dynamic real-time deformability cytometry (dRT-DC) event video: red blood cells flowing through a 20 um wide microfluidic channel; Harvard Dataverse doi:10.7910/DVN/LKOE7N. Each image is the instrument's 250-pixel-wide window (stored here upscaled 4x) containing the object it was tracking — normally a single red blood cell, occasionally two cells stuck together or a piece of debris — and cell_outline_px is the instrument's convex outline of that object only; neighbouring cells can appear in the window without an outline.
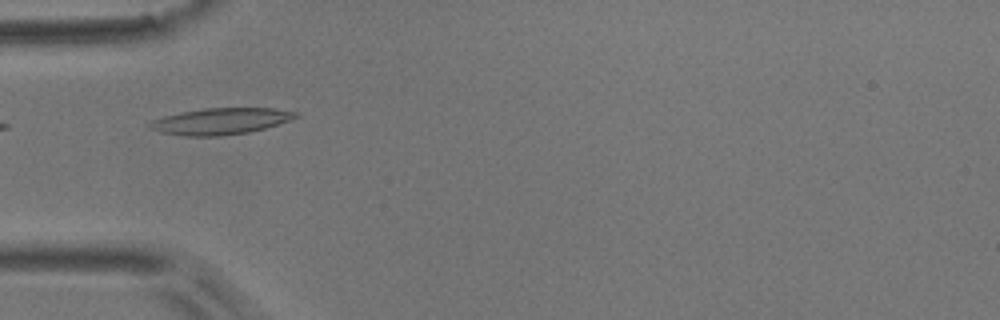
{"species": "common noctule bat (a hibernating species)", "species_latin": "Nyctalus noctula", "temperature_condition": "room temperature", "stored_images_in_passage": 11, "camera_frame_rate_fps": 3000, "um_per_image_px": 0.085, "animal": {"sex": "male", "body_mass_g": 17.9}, "frame": {"image": 1, "passage_image": 2, "time_ms": 1.333, "image_size_px": [1000, 320], "cell_outline_px": [[300, 116], [264, 128], [248, 132], [220, 136], [184, 136], [160, 132], [148, 128], [148, 124], [152, 120], [164, 116], [180, 112], [204, 108], [272, 108], [300, 112]], "centroid_in_image_um": [18.72, 10.3], "position_along_channel_um": 66.3, "area_um2": 22.43}}
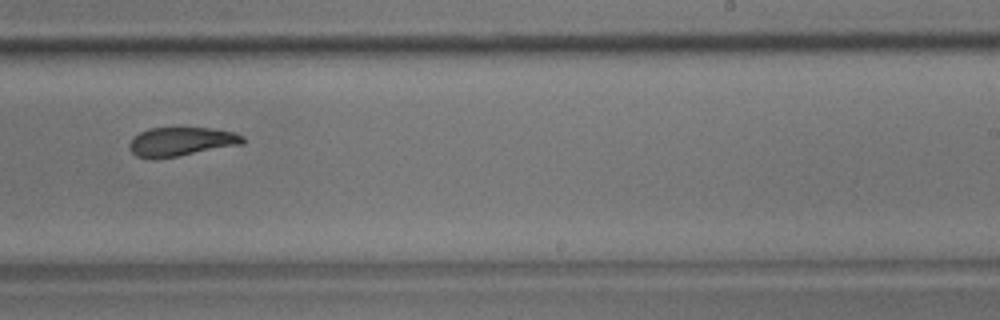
{"frame": {"image": 2, "passage_image": 7, "time_ms": 7.0, "image_size_px": [1000, 320], "cell_outline_px": [[244, 144], [176, 156], [136, 156], [128, 148], [128, 144], [140, 132], [148, 128], [212, 128], [232, 132], [244, 136]], "centroid_in_image_um": [15.45, 12.01], "position_along_channel_um": 273.6, "area_um2": 18.5}}
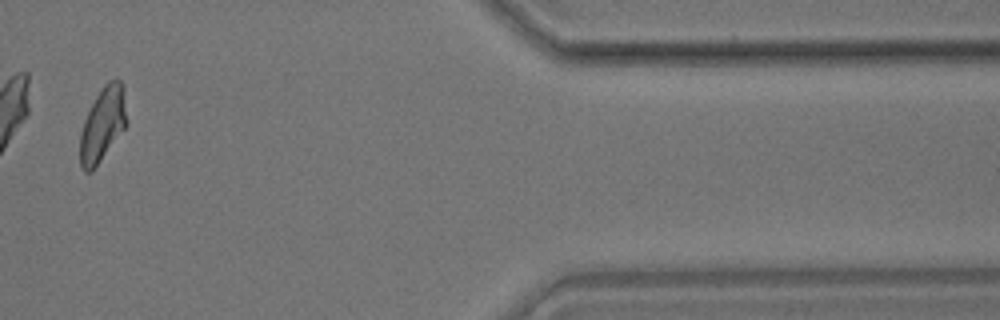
{"frame": {"image": 3, "passage_image": 10, "time_ms": 11.667, "image_size_px": [1000, 320], "cell_outline_px": [[128, 124], [92, 172], [84, 172], [80, 164], [80, 132], [84, 120], [96, 96], [104, 84], [108, 80], [116, 76], [120, 80], [124, 88]], "centroid_in_image_um": [8.75, 10.54], "position_along_channel_um": 402.6, "area_um2": 20.46}, "authors_computed_cell_mechanics": {"area_um2": 20.2878, "velocity_mm_per_s": 3.6806, "shape_relaxation_time_tau1_ms": 6.8363, "shape_relaxation_time_tau2_ms": 2.6566, "deformation_change_tau1": 0.1633, "deformation_change_tau2": 0.0923}}